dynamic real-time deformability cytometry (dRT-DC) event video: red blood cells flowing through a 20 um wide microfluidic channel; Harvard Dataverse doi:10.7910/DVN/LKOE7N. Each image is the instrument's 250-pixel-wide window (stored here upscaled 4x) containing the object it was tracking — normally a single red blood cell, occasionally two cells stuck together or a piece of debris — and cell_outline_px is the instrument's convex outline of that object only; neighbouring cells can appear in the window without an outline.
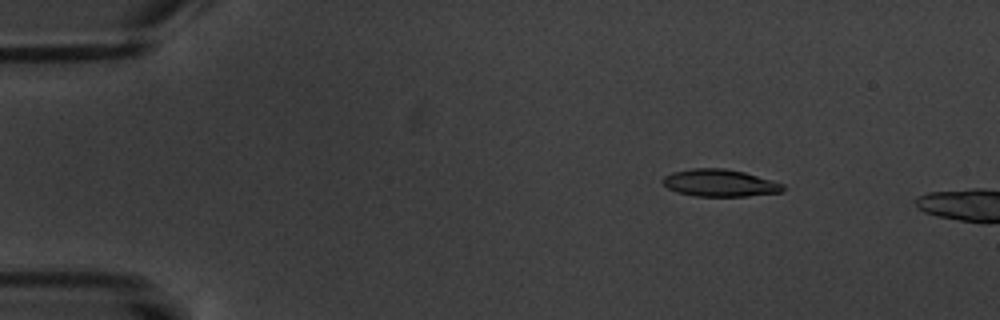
{"species": "common noctule bat (a hibernating species)", "species_latin": "Nyctalus noctula", "temperature_condition": "warm", "stored_images_in_passage": 4, "camera_frame_rate_fps": 3000, "um_per_image_px": 0.085, "animal": {"sex": "male", "body_mass_g": 20.1, "forearm_length_mm": 53.5}, "frame": {"image": 1, "passage_image": 3, "time_ms": 2.333, "image_size_px": [1000, 320], "cell_outline_px": [[788, 188], [784, 192], [748, 196], [696, 196], [676, 192], [668, 188], [660, 180], [664, 176], [672, 172], [692, 168], [724, 168], [744, 172], [772, 180], [784, 184]], "centroid_in_image_um": [61.21, 15.55], "position_along_channel_um": 23.8, "area_um2": 19.31}}